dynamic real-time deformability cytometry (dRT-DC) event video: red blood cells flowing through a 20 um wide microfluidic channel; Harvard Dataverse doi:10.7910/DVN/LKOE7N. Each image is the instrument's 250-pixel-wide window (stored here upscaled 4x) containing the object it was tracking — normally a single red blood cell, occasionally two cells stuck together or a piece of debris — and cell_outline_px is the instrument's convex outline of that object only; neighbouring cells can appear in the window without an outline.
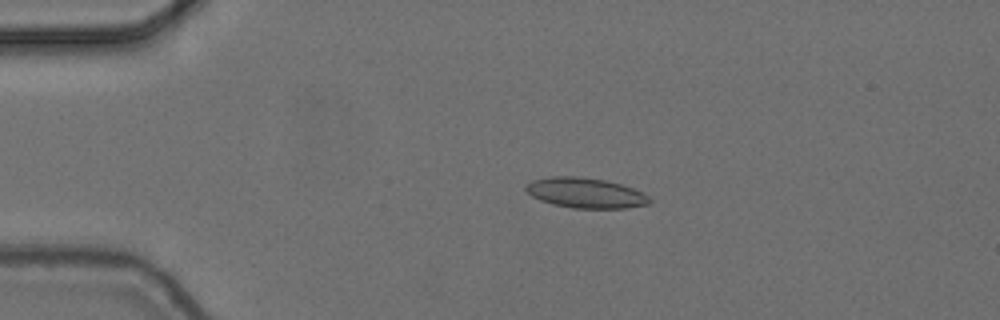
{"species": "common noctule bat (a hibernating species)", "species_latin": "Nyctalus noctula", "temperature_condition": "cold", "stored_images_in_passage": 6, "camera_frame_rate_fps": 3000, "um_per_image_px": 0.085, "animal": {"sex": "female", "body_mass_g": 24.6, "forearm_length_mm": 56.2}, "frame": {"image": 1, "passage_image": 3, "time_ms": 0.667, "image_size_px": [1000, 320], "cell_outline_px": [[652, 200], [648, 204], [624, 208], [572, 208], [552, 204], [540, 200], [532, 196], [524, 188], [532, 180], [552, 176], [576, 176], [604, 180], [620, 184], [644, 192]], "centroid_in_image_um": [49.77, 16.4], "position_along_channel_um": 35.2, "area_um2": 21.68}}
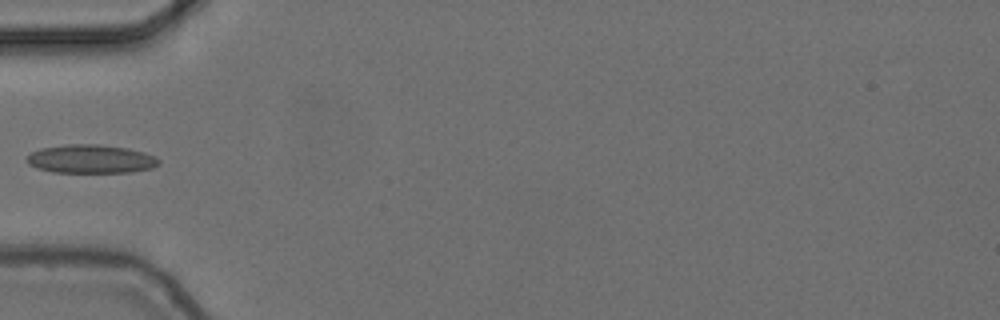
{"frame": {"image": 2, "passage_image": 5, "time_ms": 1.333, "image_size_px": [1000, 320], "cell_outline_px": [[160, 164], [152, 168], [132, 172], [52, 172], [36, 168], [28, 164], [28, 156], [32, 152], [40, 148], [68, 144], [96, 144], [128, 148], [144, 152], [156, 156], [160, 160]], "centroid_in_image_um": [7.75, 13.51], "position_along_channel_um": 77.2, "area_um2": 22.02}}
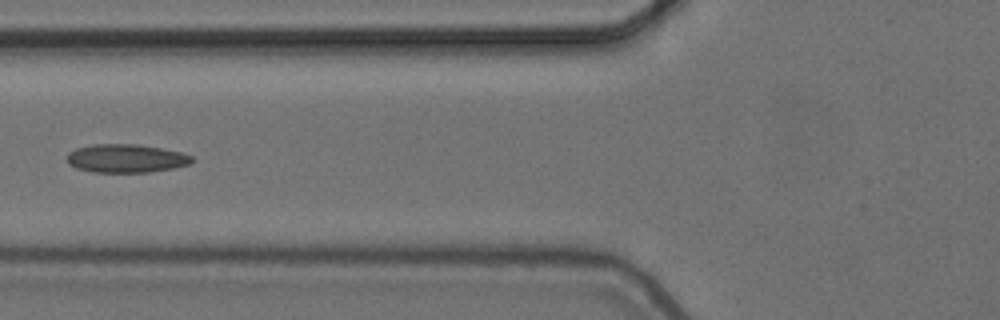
{"frame": {"image": 3, "passage_image": 6, "time_ms": 1.667, "image_size_px": [1000, 320], "cell_outline_px": [[192, 160], [188, 164], [172, 168], [148, 172], [92, 172], [76, 168], [68, 164], [68, 152], [76, 148], [92, 144], [136, 144], [160, 148], [180, 152], [192, 156]], "centroid_in_image_um": [10.66, 13.46], "position_along_channel_um": 115.1, "area_um2": 20.52}}